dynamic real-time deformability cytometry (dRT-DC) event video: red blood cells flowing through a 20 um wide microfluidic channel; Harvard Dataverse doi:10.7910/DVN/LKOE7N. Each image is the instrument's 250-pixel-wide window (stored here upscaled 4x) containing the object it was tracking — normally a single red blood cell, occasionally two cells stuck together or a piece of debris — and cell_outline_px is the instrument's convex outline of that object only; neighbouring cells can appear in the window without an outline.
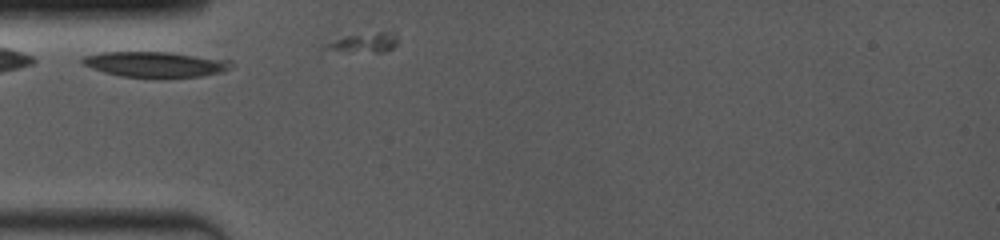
{"species": "common noctule bat (a hibernating species)", "species_latin": "Nyctalus noctula", "temperature_condition": "room temperature", "stored_images_in_passage": 2, "camera_frame_rate_fps": 4000, "um_per_image_px": 0.085, "animal": {"sex": "female", "body_mass_g": 19.0, "forearm_length_mm": 53.3}, "frame": {"image": 1, "passage_image": 1, "time_ms": 0.0, "image_size_px": [1000, 240], "cell_outline_px": [[232, 68], [224, 72], [200, 76], [164, 80], [120, 76], [104, 72], [80, 64], [80, 60], [84, 56], [100, 52], [168, 52], [232, 60]], "centroid_in_image_um": [13.22, 5.5], "position_along_channel_um": 71.8, "area_um2": 22.95}}